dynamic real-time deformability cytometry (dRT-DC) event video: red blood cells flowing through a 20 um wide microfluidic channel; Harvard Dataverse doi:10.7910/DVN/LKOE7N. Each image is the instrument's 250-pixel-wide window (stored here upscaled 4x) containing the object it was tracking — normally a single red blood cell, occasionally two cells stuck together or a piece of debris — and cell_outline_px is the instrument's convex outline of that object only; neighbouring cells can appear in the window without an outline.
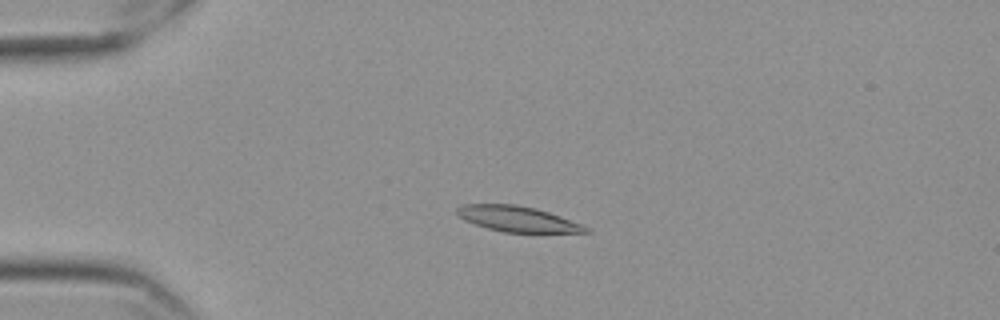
{"species": "Egyptian fruit bat (a non-hibernating species)", "species_latin": "Rousettus aegyptiacus", "temperature_condition": "cold", "stored_images_in_passage": 45, "camera_frame_rate_fps": 3000, "um_per_image_px": 0.085, "frame": {"image": 1, "passage_image": 1, "time_ms": 0.0, "image_size_px": [1000, 320], "cell_outline_px": [[588, 232], [504, 232], [488, 228], [464, 220], [456, 212], [456, 208], [464, 204], [516, 204], [536, 208], [548, 212], [580, 224], [588, 228]], "centroid_in_image_um": [43.93, 18.59], "position_along_channel_um": 41.1, "area_um2": 18.73}}
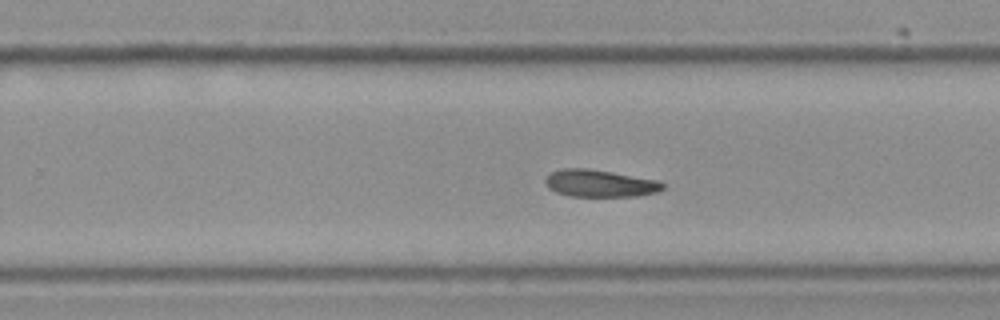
{"frame": {"image": 2, "passage_image": 24, "time_ms": 7.667, "image_size_px": [1000, 320], "cell_outline_px": [[664, 188], [656, 192], [636, 196], [572, 196], [556, 192], [548, 188], [544, 180], [552, 172], [564, 168], [588, 168], [612, 172], [656, 180], [664, 184]], "centroid_in_image_um": [50.97, 15.58], "position_along_channel_um": 278.8, "area_um2": 18.38}}
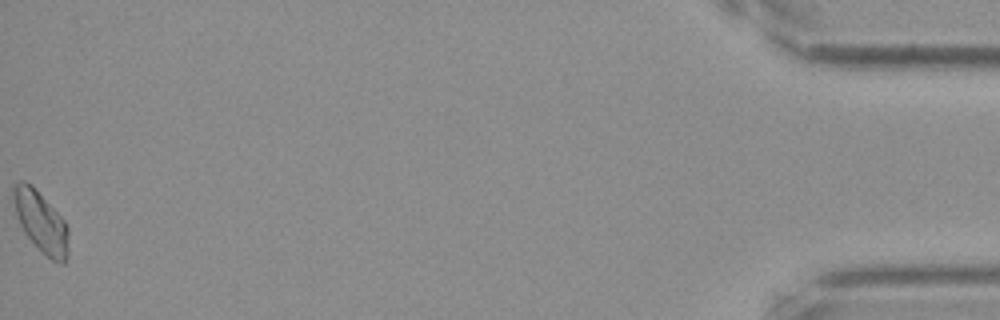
{"frame": {"image": 3, "passage_image": 45, "time_ms": 14.667, "image_size_px": [1000, 320], "cell_outline_px": [[68, 252], [64, 264], [60, 264], [52, 260], [24, 232], [16, 216], [12, 192], [12, 188], [16, 184], [24, 180], [32, 184], [64, 220], [68, 228]], "centroid_in_image_um": [3.48, 18.83], "position_along_channel_um": 431.7, "area_um2": 19.25}}